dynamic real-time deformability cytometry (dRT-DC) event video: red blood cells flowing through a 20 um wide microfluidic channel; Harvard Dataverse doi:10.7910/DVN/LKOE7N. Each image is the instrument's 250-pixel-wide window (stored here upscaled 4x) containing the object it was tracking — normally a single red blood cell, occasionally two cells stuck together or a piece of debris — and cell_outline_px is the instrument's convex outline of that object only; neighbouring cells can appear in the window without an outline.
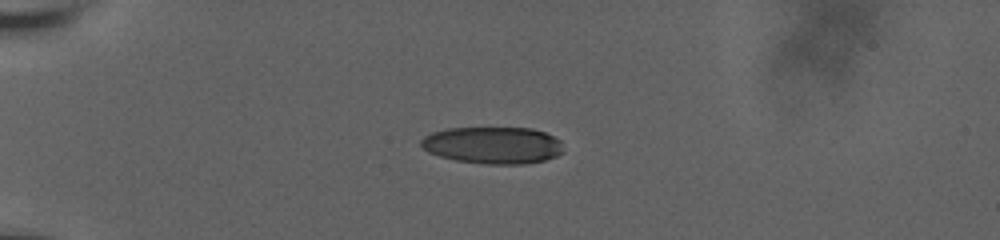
{"species": "human", "species_latin": "Homo sapiens", "temperature_condition": "room temperature", "stored_images_in_passage": 43, "camera_frame_rate_fps": 3000, "um_per_image_px": 0.085, "donor": {"sex": "male"}, "frame": {"image": 1, "passage_image": 1, "time_ms": 0.0, "image_size_px": [1000, 240], "cell_outline_px": [[564, 152], [556, 156], [544, 160], [524, 164], [488, 164], [456, 160], [440, 156], [428, 152], [420, 144], [420, 140], [424, 136], [432, 132], [448, 128], [532, 128], [544, 132], [560, 140]], "centroid_in_image_um": [41.9, 12.34], "position_along_channel_um": 43.1, "area_um2": 30.63}}
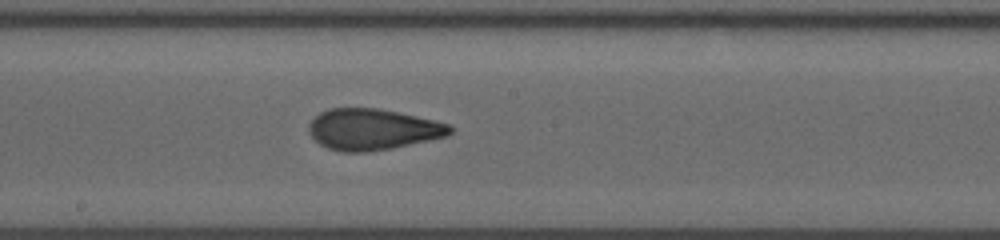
{"frame": {"image": 2, "passage_image": 18, "time_ms": 6.0, "image_size_px": [1000, 240], "cell_outline_px": [[452, 132], [448, 136], [392, 148], [368, 152], [340, 152], [328, 148], [320, 144], [308, 132], [308, 124], [320, 112], [328, 108], [376, 108], [416, 116], [448, 124], [452, 128]], "centroid_in_image_um": [31.64, 11.0], "position_along_channel_um": 216.6, "area_um2": 33.7}}
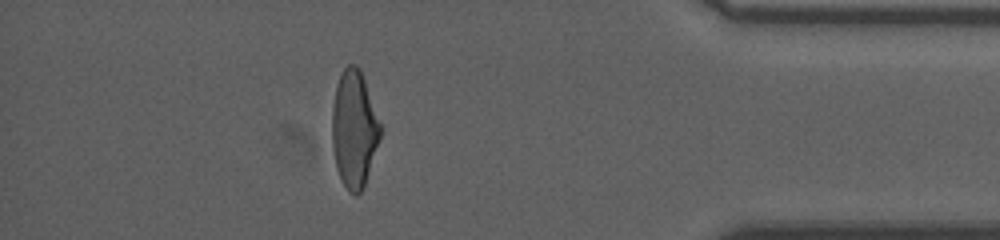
{"frame": {"image": 3, "passage_image": 37, "time_ms": 12.0, "image_size_px": [1000, 240], "cell_outline_px": [[380, 136], [364, 188], [356, 196], [348, 192], [336, 168], [332, 148], [332, 108], [336, 84], [340, 72], [348, 64], [356, 64], [360, 68], [380, 124]], "centroid_in_image_um": [30.07, 10.97], "position_along_channel_um": 405.1, "area_um2": 32.77}, "authors_computed_cell_mechanics": {"area_um2": 33.3506, "velocity_mm_per_s": 3.6704, "shape_relaxation_time_tau1_ms": 7.081, "shape_relaxation_time_tau2_ms": 1.7244, "deformation_change_tau1": 0.1981, "deformation_change_tau2": 0.0888}}